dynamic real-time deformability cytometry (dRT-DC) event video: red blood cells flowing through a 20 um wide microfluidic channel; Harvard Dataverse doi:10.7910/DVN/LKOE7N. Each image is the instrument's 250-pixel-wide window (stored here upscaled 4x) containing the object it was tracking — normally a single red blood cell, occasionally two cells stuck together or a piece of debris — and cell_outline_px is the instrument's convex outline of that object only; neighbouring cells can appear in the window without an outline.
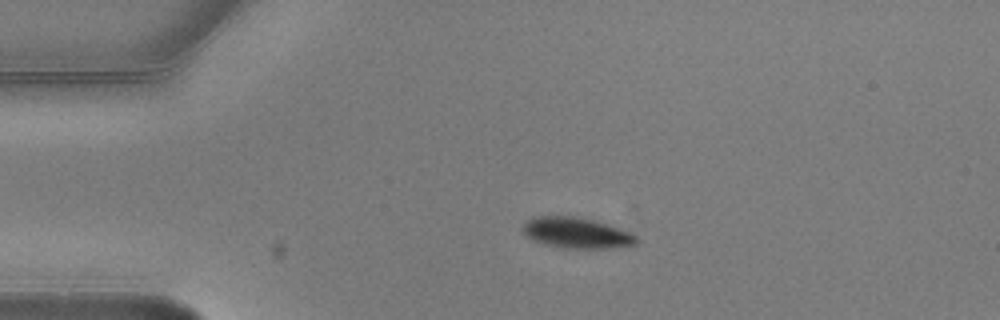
{"species": "common noctule bat (a hibernating species)", "species_latin": "Nyctalus noctula", "temperature_condition": "warm", "stored_images_in_passage": 4, "camera_frame_rate_fps": 3000, "um_per_image_px": 0.085, "animal": {"sex": "male", "body_mass_g": 20.5, "forearm_length_mm": 52.5}, "frame": {"image": 1, "passage_image": 3, "time_ms": 0.667, "image_size_px": [1000, 320], "cell_outline_px": [[640, 240], [636, 244], [616, 248], [568, 248], [548, 244], [532, 240], [520, 228], [532, 216], [576, 216], [608, 224], [632, 232]], "centroid_in_image_um": [49.05, 19.79], "position_along_channel_um": 36.0, "area_um2": 20.4}}